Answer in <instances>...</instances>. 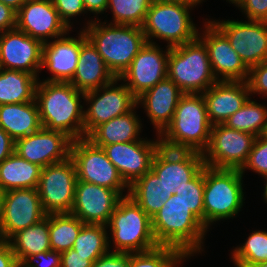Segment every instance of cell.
<instances>
[{"label":"cell","mask_w":267,"mask_h":267,"mask_svg":"<svg viewBox=\"0 0 267 267\" xmlns=\"http://www.w3.org/2000/svg\"><path fill=\"white\" fill-rule=\"evenodd\" d=\"M81 94L85 93L78 91L70 82L37 83L35 100L41 126L64 132L73 140L84 138V111L79 102Z\"/></svg>","instance_id":"obj_1"},{"label":"cell","mask_w":267,"mask_h":267,"mask_svg":"<svg viewBox=\"0 0 267 267\" xmlns=\"http://www.w3.org/2000/svg\"><path fill=\"white\" fill-rule=\"evenodd\" d=\"M187 93L178 101L171 123L161 133L162 147L204 153L211 134L203 95Z\"/></svg>","instance_id":"obj_2"},{"label":"cell","mask_w":267,"mask_h":267,"mask_svg":"<svg viewBox=\"0 0 267 267\" xmlns=\"http://www.w3.org/2000/svg\"><path fill=\"white\" fill-rule=\"evenodd\" d=\"M151 219L158 245L177 248L188 255L201 249L206 227L190 211L180 195L170 196Z\"/></svg>","instance_id":"obj_3"},{"label":"cell","mask_w":267,"mask_h":267,"mask_svg":"<svg viewBox=\"0 0 267 267\" xmlns=\"http://www.w3.org/2000/svg\"><path fill=\"white\" fill-rule=\"evenodd\" d=\"M85 30L87 39L97 49L115 78L122 75L147 42L140 26L112 23L101 27V24L91 21Z\"/></svg>","instance_id":"obj_4"},{"label":"cell","mask_w":267,"mask_h":267,"mask_svg":"<svg viewBox=\"0 0 267 267\" xmlns=\"http://www.w3.org/2000/svg\"><path fill=\"white\" fill-rule=\"evenodd\" d=\"M167 77L185 94H200L218 81L213 74L207 48L199 36L170 48Z\"/></svg>","instance_id":"obj_5"},{"label":"cell","mask_w":267,"mask_h":267,"mask_svg":"<svg viewBox=\"0 0 267 267\" xmlns=\"http://www.w3.org/2000/svg\"><path fill=\"white\" fill-rule=\"evenodd\" d=\"M107 226L112 231L114 252H145L159 246L153 235L152 219L128 194L118 202Z\"/></svg>","instance_id":"obj_6"},{"label":"cell","mask_w":267,"mask_h":267,"mask_svg":"<svg viewBox=\"0 0 267 267\" xmlns=\"http://www.w3.org/2000/svg\"><path fill=\"white\" fill-rule=\"evenodd\" d=\"M243 174L238 169L204 166V226L233 217L243 203Z\"/></svg>","instance_id":"obj_7"},{"label":"cell","mask_w":267,"mask_h":267,"mask_svg":"<svg viewBox=\"0 0 267 267\" xmlns=\"http://www.w3.org/2000/svg\"><path fill=\"white\" fill-rule=\"evenodd\" d=\"M190 6L152 1L142 26L147 42L151 37L169 41L167 47L183 45L198 36L190 16Z\"/></svg>","instance_id":"obj_8"},{"label":"cell","mask_w":267,"mask_h":267,"mask_svg":"<svg viewBox=\"0 0 267 267\" xmlns=\"http://www.w3.org/2000/svg\"><path fill=\"white\" fill-rule=\"evenodd\" d=\"M70 157L75 163L77 180L113 189L121 196L123 188L129 190L104 149L86 137L73 140Z\"/></svg>","instance_id":"obj_9"},{"label":"cell","mask_w":267,"mask_h":267,"mask_svg":"<svg viewBox=\"0 0 267 267\" xmlns=\"http://www.w3.org/2000/svg\"><path fill=\"white\" fill-rule=\"evenodd\" d=\"M76 182V167L71 157L42 168L37 190L44 212L70 213Z\"/></svg>","instance_id":"obj_10"},{"label":"cell","mask_w":267,"mask_h":267,"mask_svg":"<svg viewBox=\"0 0 267 267\" xmlns=\"http://www.w3.org/2000/svg\"><path fill=\"white\" fill-rule=\"evenodd\" d=\"M255 139L256 136L251 133L231 129L224 124L212 125L209 144L203 153L205 166L240 170Z\"/></svg>","instance_id":"obj_11"},{"label":"cell","mask_w":267,"mask_h":267,"mask_svg":"<svg viewBox=\"0 0 267 267\" xmlns=\"http://www.w3.org/2000/svg\"><path fill=\"white\" fill-rule=\"evenodd\" d=\"M117 81L118 78L112 83L103 86L104 92L102 95L98 94L101 90L96 89L86 92L82 96L86 101L91 102L87 111H84V138L97 126L124 115L136 107V97L125 84L119 87L113 86Z\"/></svg>","instance_id":"obj_12"},{"label":"cell","mask_w":267,"mask_h":267,"mask_svg":"<svg viewBox=\"0 0 267 267\" xmlns=\"http://www.w3.org/2000/svg\"><path fill=\"white\" fill-rule=\"evenodd\" d=\"M228 39L248 68L267 60V22H212Z\"/></svg>","instance_id":"obj_13"},{"label":"cell","mask_w":267,"mask_h":267,"mask_svg":"<svg viewBox=\"0 0 267 267\" xmlns=\"http://www.w3.org/2000/svg\"><path fill=\"white\" fill-rule=\"evenodd\" d=\"M73 139L61 131L41 127L35 133L15 141V153L44 168L68 159Z\"/></svg>","instance_id":"obj_14"},{"label":"cell","mask_w":267,"mask_h":267,"mask_svg":"<svg viewBox=\"0 0 267 267\" xmlns=\"http://www.w3.org/2000/svg\"><path fill=\"white\" fill-rule=\"evenodd\" d=\"M46 215L37 189H14L5 192L0 222L5 241H12L14 234L40 222Z\"/></svg>","instance_id":"obj_15"},{"label":"cell","mask_w":267,"mask_h":267,"mask_svg":"<svg viewBox=\"0 0 267 267\" xmlns=\"http://www.w3.org/2000/svg\"><path fill=\"white\" fill-rule=\"evenodd\" d=\"M204 166L202 153L160 146L153 158L151 170L170 192H175L186 185Z\"/></svg>","instance_id":"obj_16"},{"label":"cell","mask_w":267,"mask_h":267,"mask_svg":"<svg viewBox=\"0 0 267 267\" xmlns=\"http://www.w3.org/2000/svg\"><path fill=\"white\" fill-rule=\"evenodd\" d=\"M102 147L109 161L117 168L119 174L128 186L151 170L153 158L161 146L160 140L149 142L144 140Z\"/></svg>","instance_id":"obj_17"},{"label":"cell","mask_w":267,"mask_h":267,"mask_svg":"<svg viewBox=\"0 0 267 267\" xmlns=\"http://www.w3.org/2000/svg\"><path fill=\"white\" fill-rule=\"evenodd\" d=\"M122 198L113 189L77 180L70 213L84 224L107 225Z\"/></svg>","instance_id":"obj_18"},{"label":"cell","mask_w":267,"mask_h":267,"mask_svg":"<svg viewBox=\"0 0 267 267\" xmlns=\"http://www.w3.org/2000/svg\"><path fill=\"white\" fill-rule=\"evenodd\" d=\"M0 33L1 67L37 77L42 67L43 43L17 28Z\"/></svg>","instance_id":"obj_19"},{"label":"cell","mask_w":267,"mask_h":267,"mask_svg":"<svg viewBox=\"0 0 267 267\" xmlns=\"http://www.w3.org/2000/svg\"><path fill=\"white\" fill-rule=\"evenodd\" d=\"M158 48L155 43L146 42L130 66L118 78L130 82L126 86L136 98L167 78L170 47L167 48L166 55Z\"/></svg>","instance_id":"obj_20"},{"label":"cell","mask_w":267,"mask_h":267,"mask_svg":"<svg viewBox=\"0 0 267 267\" xmlns=\"http://www.w3.org/2000/svg\"><path fill=\"white\" fill-rule=\"evenodd\" d=\"M16 28L43 44L46 37H61L69 31L52 0H27L17 11Z\"/></svg>","instance_id":"obj_21"},{"label":"cell","mask_w":267,"mask_h":267,"mask_svg":"<svg viewBox=\"0 0 267 267\" xmlns=\"http://www.w3.org/2000/svg\"><path fill=\"white\" fill-rule=\"evenodd\" d=\"M201 40L207 48L215 77L219 73L223 77L222 81H247L249 68L232 48L227 37L211 21Z\"/></svg>","instance_id":"obj_22"},{"label":"cell","mask_w":267,"mask_h":267,"mask_svg":"<svg viewBox=\"0 0 267 267\" xmlns=\"http://www.w3.org/2000/svg\"><path fill=\"white\" fill-rule=\"evenodd\" d=\"M205 99L207 115L212 125L224 122L238 111L250 94L246 81L218 80L201 93Z\"/></svg>","instance_id":"obj_23"},{"label":"cell","mask_w":267,"mask_h":267,"mask_svg":"<svg viewBox=\"0 0 267 267\" xmlns=\"http://www.w3.org/2000/svg\"><path fill=\"white\" fill-rule=\"evenodd\" d=\"M87 40L83 30L78 39L57 38L54 42L43 44L42 67L53 74L48 82H70L76 71L81 45Z\"/></svg>","instance_id":"obj_24"},{"label":"cell","mask_w":267,"mask_h":267,"mask_svg":"<svg viewBox=\"0 0 267 267\" xmlns=\"http://www.w3.org/2000/svg\"><path fill=\"white\" fill-rule=\"evenodd\" d=\"M185 93L168 77L136 98L142 102L159 135L171 123L178 101Z\"/></svg>","instance_id":"obj_25"},{"label":"cell","mask_w":267,"mask_h":267,"mask_svg":"<svg viewBox=\"0 0 267 267\" xmlns=\"http://www.w3.org/2000/svg\"><path fill=\"white\" fill-rule=\"evenodd\" d=\"M115 79L97 49L87 39L80 47L76 71L70 83L78 91L86 93L101 89Z\"/></svg>","instance_id":"obj_26"},{"label":"cell","mask_w":267,"mask_h":267,"mask_svg":"<svg viewBox=\"0 0 267 267\" xmlns=\"http://www.w3.org/2000/svg\"><path fill=\"white\" fill-rule=\"evenodd\" d=\"M0 127L14 141L38 131L42 126L36 100L0 105Z\"/></svg>","instance_id":"obj_27"},{"label":"cell","mask_w":267,"mask_h":267,"mask_svg":"<svg viewBox=\"0 0 267 267\" xmlns=\"http://www.w3.org/2000/svg\"><path fill=\"white\" fill-rule=\"evenodd\" d=\"M167 186L150 170L129 186L128 196L150 217H154L172 196Z\"/></svg>","instance_id":"obj_28"},{"label":"cell","mask_w":267,"mask_h":267,"mask_svg":"<svg viewBox=\"0 0 267 267\" xmlns=\"http://www.w3.org/2000/svg\"><path fill=\"white\" fill-rule=\"evenodd\" d=\"M42 167L21 158L15 152L0 163V187L4 192L14 189H37Z\"/></svg>","instance_id":"obj_29"},{"label":"cell","mask_w":267,"mask_h":267,"mask_svg":"<svg viewBox=\"0 0 267 267\" xmlns=\"http://www.w3.org/2000/svg\"><path fill=\"white\" fill-rule=\"evenodd\" d=\"M115 117L97 126L86 138L94 145H110L138 141L140 121L132 112Z\"/></svg>","instance_id":"obj_30"},{"label":"cell","mask_w":267,"mask_h":267,"mask_svg":"<svg viewBox=\"0 0 267 267\" xmlns=\"http://www.w3.org/2000/svg\"><path fill=\"white\" fill-rule=\"evenodd\" d=\"M11 238L14 242L8 241V243L11 245L18 264L28 256L50 251L49 214L40 222L17 232Z\"/></svg>","instance_id":"obj_31"},{"label":"cell","mask_w":267,"mask_h":267,"mask_svg":"<svg viewBox=\"0 0 267 267\" xmlns=\"http://www.w3.org/2000/svg\"><path fill=\"white\" fill-rule=\"evenodd\" d=\"M37 77L33 74L1 69L0 105L25 103L35 100Z\"/></svg>","instance_id":"obj_32"},{"label":"cell","mask_w":267,"mask_h":267,"mask_svg":"<svg viewBox=\"0 0 267 267\" xmlns=\"http://www.w3.org/2000/svg\"><path fill=\"white\" fill-rule=\"evenodd\" d=\"M85 224L71 213L49 214V238L51 250L64 252L72 249L80 230Z\"/></svg>","instance_id":"obj_33"},{"label":"cell","mask_w":267,"mask_h":267,"mask_svg":"<svg viewBox=\"0 0 267 267\" xmlns=\"http://www.w3.org/2000/svg\"><path fill=\"white\" fill-rule=\"evenodd\" d=\"M228 128L260 136L267 133V109L249 98L225 122Z\"/></svg>","instance_id":"obj_34"},{"label":"cell","mask_w":267,"mask_h":267,"mask_svg":"<svg viewBox=\"0 0 267 267\" xmlns=\"http://www.w3.org/2000/svg\"><path fill=\"white\" fill-rule=\"evenodd\" d=\"M106 225L85 224L80 230L72 249L82 256H103L108 253L109 237Z\"/></svg>","instance_id":"obj_35"},{"label":"cell","mask_w":267,"mask_h":267,"mask_svg":"<svg viewBox=\"0 0 267 267\" xmlns=\"http://www.w3.org/2000/svg\"><path fill=\"white\" fill-rule=\"evenodd\" d=\"M152 0H108L117 25L142 27Z\"/></svg>","instance_id":"obj_36"},{"label":"cell","mask_w":267,"mask_h":267,"mask_svg":"<svg viewBox=\"0 0 267 267\" xmlns=\"http://www.w3.org/2000/svg\"><path fill=\"white\" fill-rule=\"evenodd\" d=\"M187 256L180 249L159 245L149 251L130 253V267H174Z\"/></svg>","instance_id":"obj_37"},{"label":"cell","mask_w":267,"mask_h":267,"mask_svg":"<svg viewBox=\"0 0 267 267\" xmlns=\"http://www.w3.org/2000/svg\"><path fill=\"white\" fill-rule=\"evenodd\" d=\"M233 260L237 267H251L267 261V232L252 233L242 247L236 248Z\"/></svg>","instance_id":"obj_38"},{"label":"cell","mask_w":267,"mask_h":267,"mask_svg":"<svg viewBox=\"0 0 267 267\" xmlns=\"http://www.w3.org/2000/svg\"><path fill=\"white\" fill-rule=\"evenodd\" d=\"M174 194L180 195L190 211L204 224V167Z\"/></svg>","instance_id":"obj_39"},{"label":"cell","mask_w":267,"mask_h":267,"mask_svg":"<svg viewBox=\"0 0 267 267\" xmlns=\"http://www.w3.org/2000/svg\"><path fill=\"white\" fill-rule=\"evenodd\" d=\"M246 168H250L263 176L267 175V133L256 137L252 150L240 172L243 174V170Z\"/></svg>","instance_id":"obj_40"},{"label":"cell","mask_w":267,"mask_h":267,"mask_svg":"<svg viewBox=\"0 0 267 267\" xmlns=\"http://www.w3.org/2000/svg\"><path fill=\"white\" fill-rule=\"evenodd\" d=\"M248 88L250 93H265L267 95V60L249 68Z\"/></svg>","instance_id":"obj_41"},{"label":"cell","mask_w":267,"mask_h":267,"mask_svg":"<svg viewBox=\"0 0 267 267\" xmlns=\"http://www.w3.org/2000/svg\"><path fill=\"white\" fill-rule=\"evenodd\" d=\"M52 2L60 19L68 28L71 27L69 18L86 11L82 0H52Z\"/></svg>","instance_id":"obj_42"},{"label":"cell","mask_w":267,"mask_h":267,"mask_svg":"<svg viewBox=\"0 0 267 267\" xmlns=\"http://www.w3.org/2000/svg\"><path fill=\"white\" fill-rule=\"evenodd\" d=\"M236 4L244 9L249 20L267 22V0H239Z\"/></svg>","instance_id":"obj_43"},{"label":"cell","mask_w":267,"mask_h":267,"mask_svg":"<svg viewBox=\"0 0 267 267\" xmlns=\"http://www.w3.org/2000/svg\"><path fill=\"white\" fill-rule=\"evenodd\" d=\"M34 259H37V261L40 259L44 263H37L38 265L32 264L31 262H33ZM20 265L21 267H61V253L55 250L38 253L34 256L26 257Z\"/></svg>","instance_id":"obj_44"},{"label":"cell","mask_w":267,"mask_h":267,"mask_svg":"<svg viewBox=\"0 0 267 267\" xmlns=\"http://www.w3.org/2000/svg\"><path fill=\"white\" fill-rule=\"evenodd\" d=\"M92 267H130V253L108 252L96 259Z\"/></svg>","instance_id":"obj_45"},{"label":"cell","mask_w":267,"mask_h":267,"mask_svg":"<svg viewBox=\"0 0 267 267\" xmlns=\"http://www.w3.org/2000/svg\"><path fill=\"white\" fill-rule=\"evenodd\" d=\"M100 256H82L73 249L61 253V267H92Z\"/></svg>","instance_id":"obj_46"},{"label":"cell","mask_w":267,"mask_h":267,"mask_svg":"<svg viewBox=\"0 0 267 267\" xmlns=\"http://www.w3.org/2000/svg\"><path fill=\"white\" fill-rule=\"evenodd\" d=\"M17 12L11 7L0 2V31L3 32L16 28Z\"/></svg>","instance_id":"obj_47"},{"label":"cell","mask_w":267,"mask_h":267,"mask_svg":"<svg viewBox=\"0 0 267 267\" xmlns=\"http://www.w3.org/2000/svg\"><path fill=\"white\" fill-rule=\"evenodd\" d=\"M15 152V141L0 127V163Z\"/></svg>","instance_id":"obj_48"},{"label":"cell","mask_w":267,"mask_h":267,"mask_svg":"<svg viewBox=\"0 0 267 267\" xmlns=\"http://www.w3.org/2000/svg\"><path fill=\"white\" fill-rule=\"evenodd\" d=\"M17 265L18 262L11 245L5 241L0 245V267H16Z\"/></svg>","instance_id":"obj_49"},{"label":"cell","mask_w":267,"mask_h":267,"mask_svg":"<svg viewBox=\"0 0 267 267\" xmlns=\"http://www.w3.org/2000/svg\"><path fill=\"white\" fill-rule=\"evenodd\" d=\"M86 10L101 13L107 9L108 0H82Z\"/></svg>","instance_id":"obj_50"},{"label":"cell","mask_w":267,"mask_h":267,"mask_svg":"<svg viewBox=\"0 0 267 267\" xmlns=\"http://www.w3.org/2000/svg\"><path fill=\"white\" fill-rule=\"evenodd\" d=\"M152 1L163 2V3H177V4L187 5L191 7L201 2V0H152Z\"/></svg>","instance_id":"obj_51"},{"label":"cell","mask_w":267,"mask_h":267,"mask_svg":"<svg viewBox=\"0 0 267 267\" xmlns=\"http://www.w3.org/2000/svg\"><path fill=\"white\" fill-rule=\"evenodd\" d=\"M27 0H0L3 4L11 7L16 12L23 6Z\"/></svg>","instance_id":"obj_52"},{"label":"cell","mask_w":267,"mask_h":267,"mask_svg":"<svg viewBox=\"0 0 267 267\" xmlns=\"http://www.w3.org/2000/svg\"><path fill=\"white\" fill-rule=\"evenodd\" d=\"M4 197H5V192L0 187V222H1L2 216H3Z\"/></svg>","instance_id":"obj_53"},{"label":"cell","mask_w":267,"mask_h":267,"mask_svg":"<svg viewBox=\"0 0 267 267\" xmlns=\"http://www.w3.org/2000/svg\"><path fill=\"white\" fill-rule=\"evenodd\" d=\"M251 267H267V261L266 262L259 263V264H254Z\"/></svg>","instance_id":"obj_54"},{"label":"cell","mask_w":267,"mask_h":267,"mask_svg":"<svg viewBox=\"0 0 267 267\" xmlns=\"http://www.w3.org/2000/svg\"><path fill=\"white\" fill-rule=\"evenodd\" d=\"M5 242V239L2 235L1 226H0V245H2Z\"/></svg>","instance_id":"obj_55"},{"label":"cell","mask_w":267,"mask_h":267,"mask_svg":"<svg viewBox=\"0 0 267 267\" xmlns=\"http://www.w3.org/2000/svg\"><path fill=\"white\" fill-rule=\"evenodd\" d=\"M264 176L266 177V180H267V175H264ZM264 197H265V200L267 202V181H266V185H265Z\"/></svg>","instance_id":"obj_56"},{"label":"cell","mask_w":267,"mask_h":267,"mask_svg":"<svg viewBox=\"0 0 267 267\" xmlns=\"http://www.w3.org/2000/svg\"><path fill=\"white\" fill-rule=\"evenodd\" d=\"M230 1H231L232 3H235V4H236L239 0H229V2H230Z\"/></svg>","instance_id":"obj_57"}]
</instances>
